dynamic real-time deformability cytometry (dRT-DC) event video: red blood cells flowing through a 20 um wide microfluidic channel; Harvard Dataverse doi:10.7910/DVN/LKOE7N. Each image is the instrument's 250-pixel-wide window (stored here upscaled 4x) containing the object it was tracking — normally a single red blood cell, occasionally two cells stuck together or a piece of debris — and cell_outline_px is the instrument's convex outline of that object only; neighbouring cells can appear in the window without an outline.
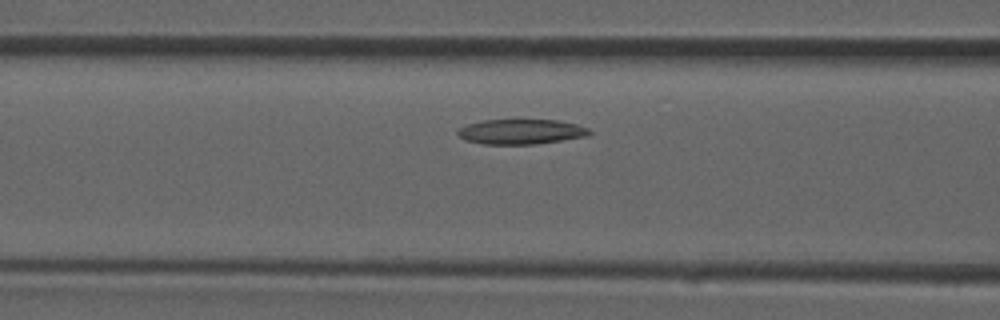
{"species": "common noctule bat (a hibernating species)", "species_latin": "Nyctalus noctula", "temperature_condition": "room temperature", "stored_images_in_passage": 28, "camera_frame_rate_fps": 3000, "um_per_image_px": 0.085, "animal": {"sex": "male", "forearm_length_mm": 52.5}, "frame": {"image": 1, "passage_image": 5, "time_ms": 1.333, "image_size_px": [1000, 320], "cell_outline_px": [[592, 132], [588, 136], [536, 144], [484, 144], [464, 140], [456, 132], [460, 128], [468, 124], [480, 120], [516, 116], [556, 120], [576, 124], [588, 128]], "centroid_in_image_um": [44.27, 11.13], "position_along_channel_um": 122.3, "area_um2": 20.23}}
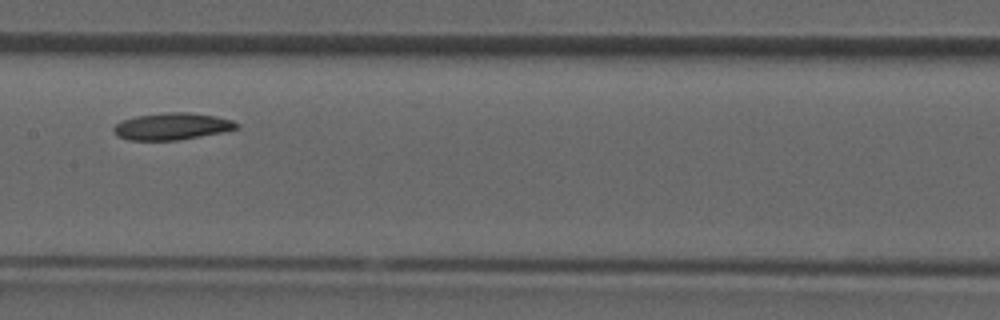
{"frame": {"image": 2, "passage_image": 9, "time_ms": 2.667, "image_size_px": [1000, 320], "cell_outline_px": [[240, 128], [220, 132], [176, 140], [128, 140], [116, 136], [112, 128], [120, 120], [136, 116], [168, 112], [188, 112], [216, 116], [232, 120], [240, 124]], "centroid_in_image_um": [14.59, 10.73], "position_along_channel_um": 192.8, "area_um2": 19.25}}